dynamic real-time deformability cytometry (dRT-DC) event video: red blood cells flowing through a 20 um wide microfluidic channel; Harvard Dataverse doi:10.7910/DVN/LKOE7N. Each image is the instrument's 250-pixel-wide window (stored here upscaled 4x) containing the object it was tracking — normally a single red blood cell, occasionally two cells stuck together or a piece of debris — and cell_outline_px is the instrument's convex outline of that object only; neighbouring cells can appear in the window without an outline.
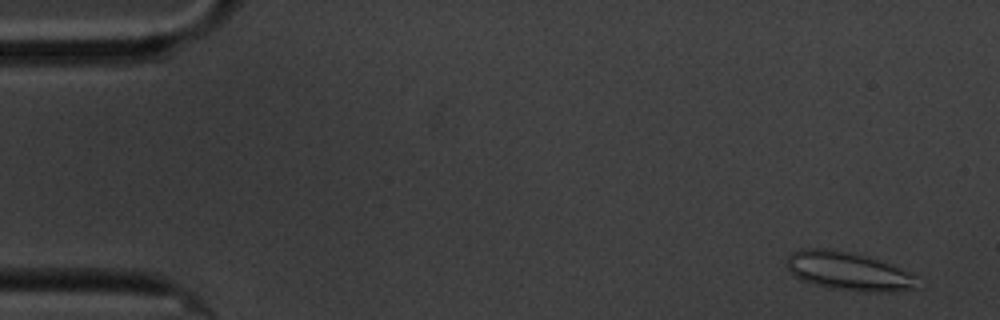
{"species": "common noctule bat (a hibernating species)", "species_latin": "Nyctalus noctula", "temperature_condition": "cold", "stored_images_in_passage": 4, "camera_frame_rate_fps": 3000, "um_per_image_px": 0.085, "animal": {"sex": "male", "body_mass_g": 20.1, "forearm_length_mm": 53.5}, "frame": {"image": 1, "passage_image": 1, "time_ms": 0.0, "image_size_px": [1000, 320], "cell_outline_px": [[920, 288], [888, 292], [868, 292], [832, 288], [816, 284], [804, 280], [796, 276], [784, 268], [784, 260], [792, 252], [804, 248], [828, 248], [852, 252], [868, 256], [880, 260], [920, 276]], "centroid_in_image_um": [72.16, 23.04], "position_along_channel_um": 12.8, "area_um2": 29.82}}